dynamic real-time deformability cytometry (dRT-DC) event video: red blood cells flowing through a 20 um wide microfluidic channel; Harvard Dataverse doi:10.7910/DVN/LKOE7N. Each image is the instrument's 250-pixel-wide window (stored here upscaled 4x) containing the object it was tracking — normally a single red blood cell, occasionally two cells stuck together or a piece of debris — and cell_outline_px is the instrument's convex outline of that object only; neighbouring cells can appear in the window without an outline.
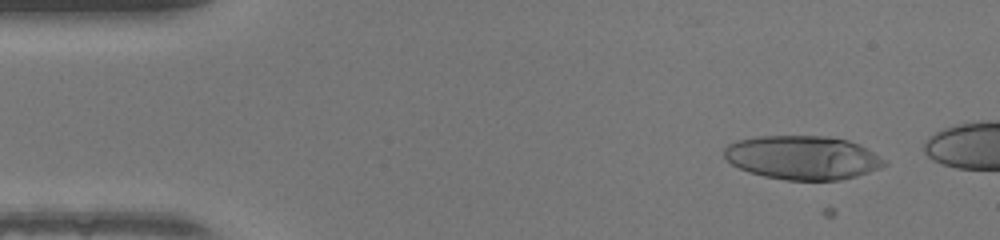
{"species": "human", "species_latin": "Homo sapiens", "temperature_condition": "warm", "stored_images_in_passage": 13, "camera_frame_rate_fps": 3000, "um_per_image_px": 0.085, "donor": {"sex": "female"}, "frame": {"image": 1, "passage_image": 4, "time_ms": 1.0, "image_size_px": [1000, 240], "cell_outline_px": [[888, 164], [880, 168], [856, 176], [840, 180], [784, 180], [764, 176], [748, 172], [732, 164], [724, 156], [724, 148], [728, 144], [736, 140], [760, 136], [824, 136], [848, 140], [860, 144], [884, 160]], "centroid_in_image_um": [68.2, 13.4], "position_along_channel_um": 16.8, "area_um2": 40.81}}